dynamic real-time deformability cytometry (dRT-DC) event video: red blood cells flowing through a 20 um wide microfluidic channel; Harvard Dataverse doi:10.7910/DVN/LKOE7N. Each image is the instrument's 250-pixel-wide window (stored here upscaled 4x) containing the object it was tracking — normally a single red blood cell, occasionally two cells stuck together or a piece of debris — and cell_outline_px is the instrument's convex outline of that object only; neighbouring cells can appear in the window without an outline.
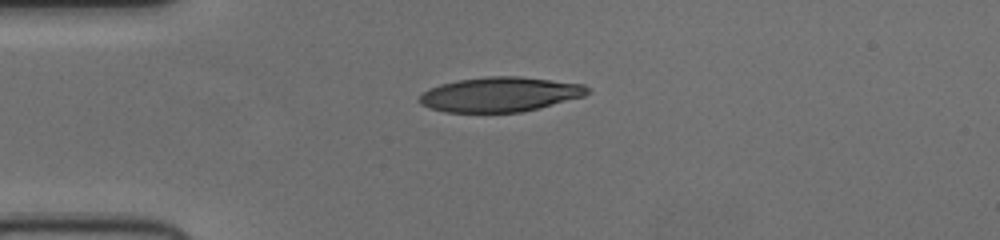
{"species": "human", "species_latin": "Homo sapiens", "temperature_condition": "cold", "stored_images_in_passage": 40, "camera_frame_rate_fps": 3000, "um_per_image_px": 0.085, "donor": {"sex": "female"}, "frame": {"image": 1, "passage_image": 1, "time_ms": 0.0, "image_size_px": [1000, 240], "cell_outline_px": [[592, 92], [584, 96], [540, 108], [520, 112], [444, 112], [428, 108], [420, 104], [420, 96], [424, 92], [440, 84], [460, 80], [488, 76], [516, 76], [584, 84]], "centroid_in_image_um": [42.52, 8.03], "position_along_channel_um": 42.5, "area_um2": 33.81}}
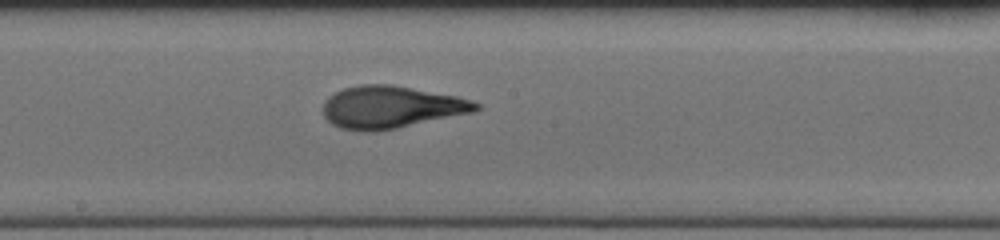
{"frame": {"image": 2, "passage_image": 16, "time_ms": 5.0, "image_size_px": [1000, 240], "cell_outline_px": [[480, 108], [476, 112], [376, 132], [360, 132], [340, 128], [332, 124], [324, 116], [324, 100], [328, 96], [344, 88], [360, 84], [392, 84], [456, 96], [480, 104]], "centroid_in_image_um": [33.22, 9.11], "position_along_channel_um": 215.0, "area_um2": 37.8}}
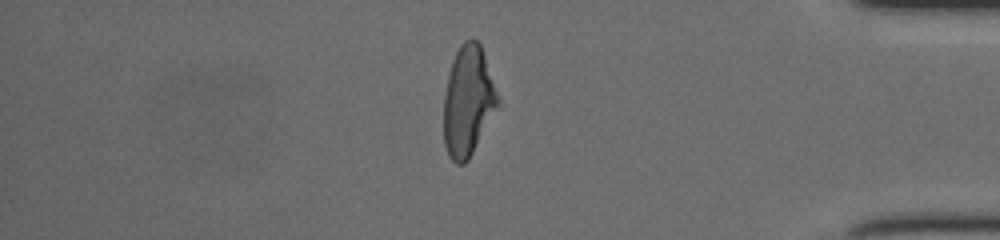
{"frame": {"image": 3, "passage_image": 32, "time_ms": 10.333, "image_size_px": [1000, 240], "cell_outline_px": [[500, 108], [468, 160], [464, 164], [456, 164], [448, 156], [444, 144], [444, 96], [448, 76], [452, 60], [460, 44], [464, 40], [472, 36], [480, 44], [500, 100]], "centroid_in_image_um": [39.8, 8.62], "position_along_channel_um": 395.4, "area_um2": 35.14}}